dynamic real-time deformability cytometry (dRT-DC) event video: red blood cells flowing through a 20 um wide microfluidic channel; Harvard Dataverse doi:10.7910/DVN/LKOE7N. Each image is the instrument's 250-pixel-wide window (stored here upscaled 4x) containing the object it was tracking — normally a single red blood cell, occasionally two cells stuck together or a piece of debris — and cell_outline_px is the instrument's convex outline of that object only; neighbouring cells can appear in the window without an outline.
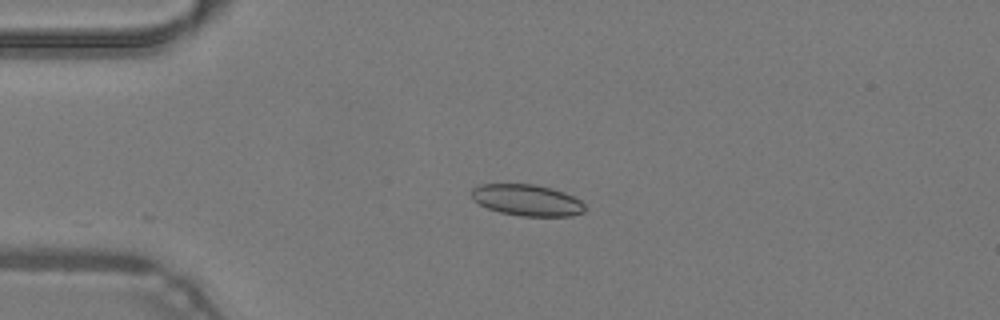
{"species": "common noctule bat (a hibernating species)", "species_latin": "Nyctalus noctula", "temperature_condition": "warm", "stored_images_in_passage": 19, "camera_frame_rate_fps": 3000, "um_per_image_px": 0.085, "animal": {"sex": "male", "body_mass_g": 19.2, "forearm_length_mm": 51.8}, "frame": {"image": 1, "passage_image": 1, "time_ms": 0.0, "image_size_px": [1000, 320], "cell_outline_px": [[588, 208], [584, 212], [572, 216], [520, 216], [500, 212], [488, 208], [480, 204], [472, 196], [472, 188], [480, 184], [532, 184], [552, 188], [564, 192], [580, 200]], "centroid_in_image_um": [44.84, 17.02], "position_along_channel_um": 40.2, "area_um2": 20.69}}
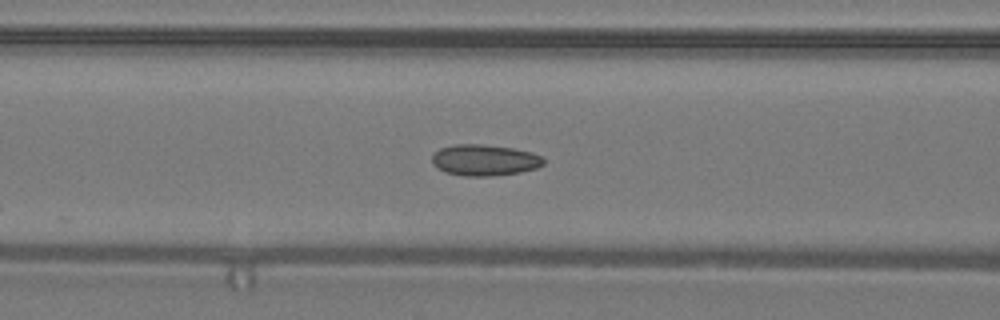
{"frame": {"image": 2, "passage_image": 9, "time_ms": 2.667, "image_size_px": [1000, 320], "cell_outline_px": [[544, 164], [536, 168], [520, 172], [488, 176], [464, 176], [444, 172], [436, 168], [432, 164], [432, 156], [440, 148], [456, 144], [480, 144], [512, 148], [532, 152], [544, 156]], "centroid_in_image_um": [41.18, 13.61], "position_along_channel_um": 125.4, "area_um2": 20.35}}
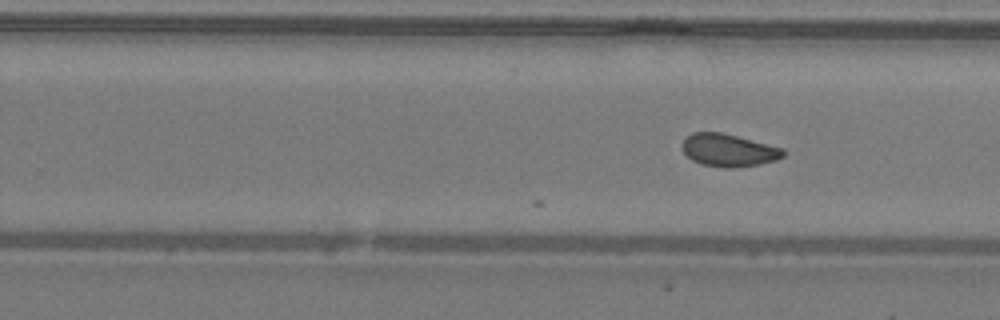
{"frame": {"image": 3, "passage_image": 19, "time_ms": 6.0, "image_size_px": [1000, 320], "cell_outline_px": [[784, 156], [776, 160], [760, 164], [732, 168], [724, 168], [700, 164], [692, 160], [684, 152], [680, 144], [692, 132], [720, 132], [784, 148]], "centroid_in_image_um": [61.92, 12.78], "position_along_channel_um": 267.9, "area_um2": 19.19}}